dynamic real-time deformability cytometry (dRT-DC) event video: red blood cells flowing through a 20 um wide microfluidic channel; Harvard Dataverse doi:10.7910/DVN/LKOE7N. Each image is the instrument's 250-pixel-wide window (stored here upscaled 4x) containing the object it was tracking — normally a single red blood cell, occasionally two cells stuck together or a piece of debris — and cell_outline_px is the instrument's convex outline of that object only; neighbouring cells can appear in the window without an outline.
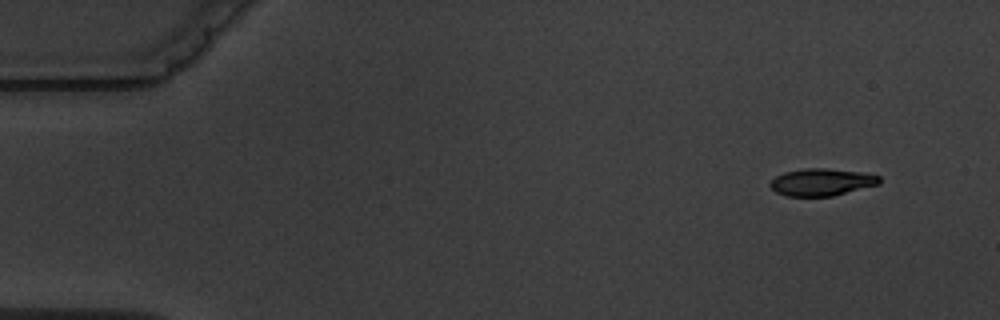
{"species": "common noctule bat (a hibernating species)", "species_latin": "Nyctalus noctula", "temperature_condition": "warm", "stored_images_in_passage": 3, "camera_frame_rate_fps": 3000, "um_per_image_px": 0.085, "animal": {"sex": "male", "body_mass_g": 19.5, "forearm_length_mm": 54.6}, "frame": {"image": 1, "passage_image": 1, "time_ms": 0.0, "image_size_px": [1000, 320], "cell_outline_px": [[880, 184], [832, 196], [784, 196], [776, 192], [768, 184], [776, 176], [784, 172], [804, 168], [824, 168], [860, 172], [880, 176]], "centroid_in_image_um": [69.82, 15.48], "position_along_channel_um": 15.2, "area_um2": 17.28}}